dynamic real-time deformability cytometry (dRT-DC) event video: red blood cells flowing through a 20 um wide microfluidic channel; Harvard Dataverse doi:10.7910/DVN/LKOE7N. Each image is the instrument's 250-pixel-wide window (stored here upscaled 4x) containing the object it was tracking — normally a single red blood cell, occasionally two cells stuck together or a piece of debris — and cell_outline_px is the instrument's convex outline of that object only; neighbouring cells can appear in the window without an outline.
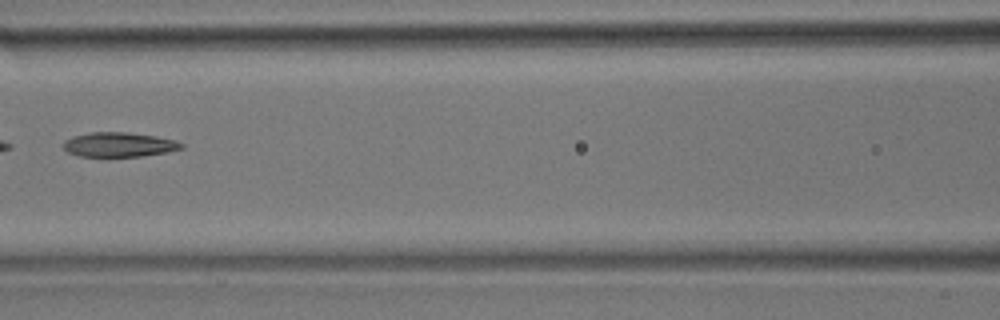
{"species": "common noctule bat (a hibernating species)", "species_latin": "Nyctalus noctula", "temperature_condition": "room temperature", "stored_images_in_passage": 6, "camera_frame_rate_fps": 3000, "um_per_image_px": 0.085, "animal": {"sex": "male", "body_mass_g": 17.9}, "frame": {"image": 1, "passage_image": 5, "time_ms": 1.333, "image_size_px": [1000, 320], "cell_outline_px": [[184, 148], [168, 152], [140, 156], [80, 156], [68, 152], [64, 148], [64, 140], [72, 136], [88, 132], [128, 132], [156, 136], [176, 140], [184, 144]], "centroid_in_image_um": [10.14, 12.28], "position_along_channel_um": 156.5, "area_um2": 16.94}}
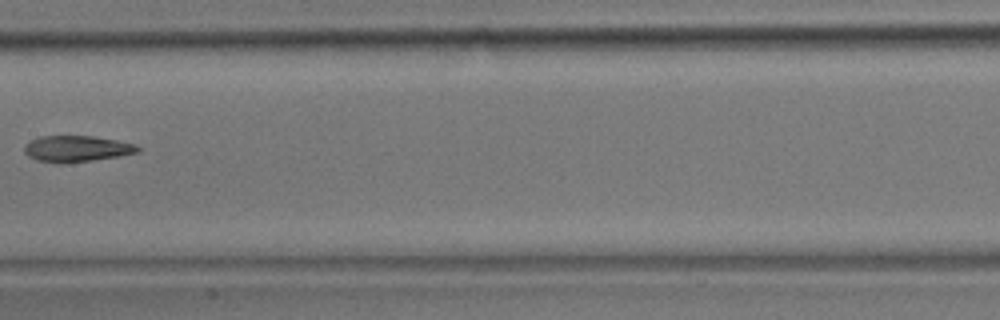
{"frame": {"image": 2, "passage_image": 6, "time_ms": 1.667, "image_size_px": [1000, 320], "cell_outline_px": [[140, 152], [120, 156], [64, 164], [60, 164], [36, 160], [28, 156], [24, 152], [24, 144], [40, 136], [92, 136], [116, 140], [136, 144], [140, 148]], "centroid_in_image_um": [6.51, 12.65], "position_along_channel_um": 200.9, "area_um2": 17.46}}